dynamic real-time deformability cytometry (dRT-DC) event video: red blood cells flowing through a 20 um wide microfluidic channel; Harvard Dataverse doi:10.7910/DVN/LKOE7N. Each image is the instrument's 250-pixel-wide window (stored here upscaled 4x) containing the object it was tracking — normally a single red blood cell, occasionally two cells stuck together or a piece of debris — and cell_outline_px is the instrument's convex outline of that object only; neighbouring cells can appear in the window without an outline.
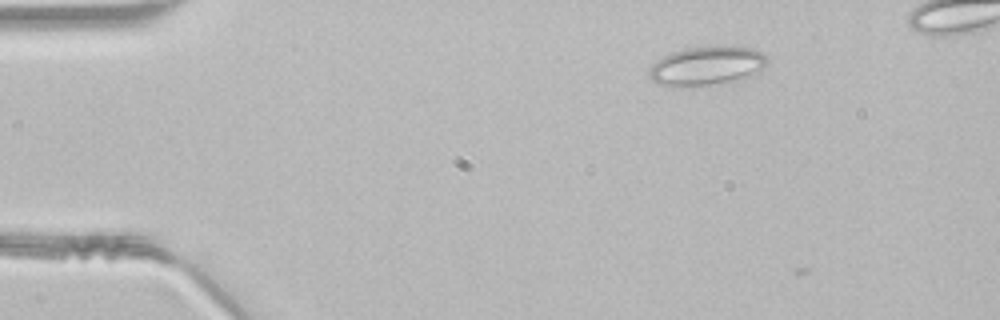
{"species": "common noctule bat (a hibernating species)", "species_latin": "Nyctalus noctula", "temperature_condition": "room temperature", "stored_images_in_passage": 33, "camera_frame_rate_fps": 3000, "um_per_image_px": 0.085, "animal": {"sex": "male", "body_mass_g": 21.5, "forearm_length_mm": 52.0}, "frame": {"image": 1, "passage_image": 1, "time_ms": 0.0, "image_size_px": [1000, 320], "cell_outline_px": [[768, 60], [752, 76], [744, 80], [708, 84], [660, 84], [652, 80], [648, 76], [648, 72], [652, 64], [664, 56], [672, 52], [688, 48], [752, 48], [760, 52]], "centroid_in_image_um": [60.07, 5.6], "position_along_channel_um": 24.9, "area_um2": 25.43}}
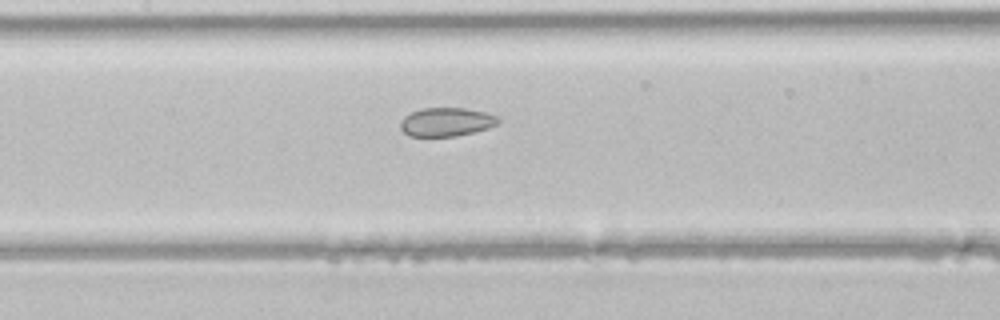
{"frame": {"image": 2, "passage_image": 16, "time_ms": 5.0, "image_size_px": [1000, 320], "cell_outline_px": [[500, 120], [496, 124], [488, 128], [456, 136], [408, 136], [400, 128], [400, 120], [404, 116], [420, 108], [464, 108], [484, 112], [496, 116]], "centroid_in_image_um": [37.89, 10.36], "position_along_channel_um": 169.5, "area_um2": 16.24}}
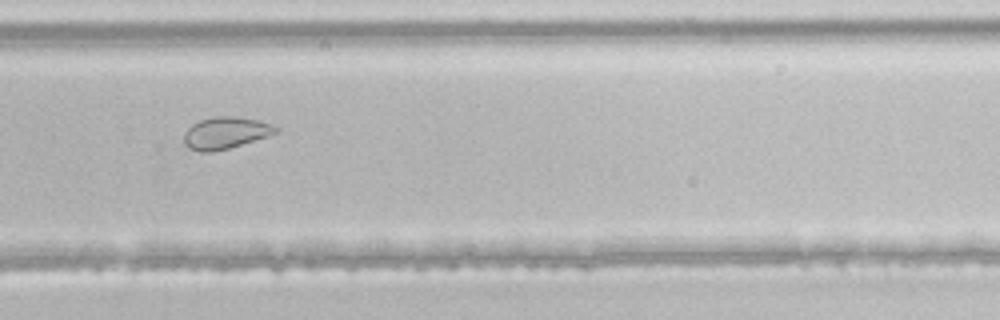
{"frame": {"image": 3, "passage_image": 26, "time_ms": 8.333, "image_size_px": [1000, 320], "cell_outline_px": [[280, 132], [268, 136], [228, 148], [212, 152], [200, 152], [188, 148], [184, 144], [184, 132], [192, 124], [200, 120], [212, 116], [232, 116], [260, 120], [272, 124], [280, 128]], "centroid_in_image_um": [19.18, 11.29], "position_along_channel_um": 310.6, "area_um2": 17.22}}